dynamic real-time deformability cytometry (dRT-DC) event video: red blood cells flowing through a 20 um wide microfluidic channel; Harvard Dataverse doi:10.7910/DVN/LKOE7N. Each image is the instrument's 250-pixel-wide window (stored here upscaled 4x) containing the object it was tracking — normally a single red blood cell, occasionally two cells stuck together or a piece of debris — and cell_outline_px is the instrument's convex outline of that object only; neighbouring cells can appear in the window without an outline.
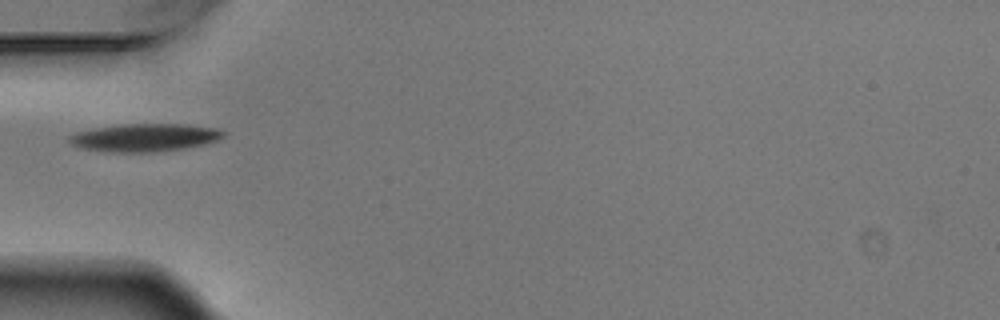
{"species": "Egyptian fruit bat (a non-hibernating species)", "species_latin": "Rousettus aegyptiacus", "temperature_condition": "warm", "stored_images_in_passage": 1, "camera_frame_rate_fps": 3000, "um_per_image_px": 0.085, "animal": {"sex": "male"}, "frame": {"image": 1, "passage_image": 1, "time_ms": 0.0, "image_size_px": [1000, 320], "cell_outline_px": [[224, 136], [216, 140], [204, 144], [184, 148], [152, 152], [112, 152], [84, 148], [72, 144], [68, 140], [68, 136], [76, 132], [116, 124], [188, 124], [220, 128], [224, 132]], "centroid_in_image_um": [12.32, 11.68], "position_along_channel_um": 72.7, "area_um2": 24.97}}